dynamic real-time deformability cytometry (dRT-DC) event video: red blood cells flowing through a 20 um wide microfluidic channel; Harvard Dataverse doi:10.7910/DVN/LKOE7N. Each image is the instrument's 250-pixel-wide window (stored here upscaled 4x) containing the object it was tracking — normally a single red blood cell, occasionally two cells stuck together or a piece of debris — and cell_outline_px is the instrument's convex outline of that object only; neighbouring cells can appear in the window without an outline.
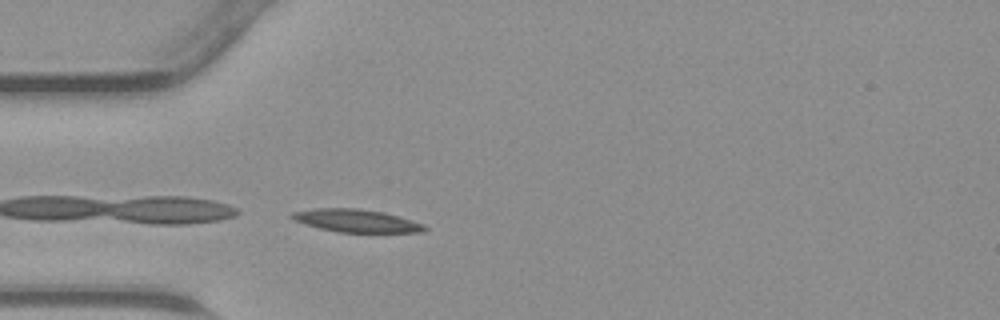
{"species": "common noctule bat (a hibernating species)", "species_latin": "Nyctalus noctula", "temperature_condition": "warm", "stored_images_in_passage": 11, "camera_frame_rate_fps": 3000, "um_per_image_px": 0.085, "animal": {"sex": "male", "body_mass_g": 23.1, "forearm_length_mm": 52.7}, "frame": {"image": 1, "passage_image": 11, "time_ms": 3.333, "image_size_px": [1000, 320], "cell_outline_px": [[428, 228], [424, 232], [340, 232], [320, 228], [304, 224], [288, 216], [292, 212], [316, 208], [360, 208], [384, 212], [400, 216], [424, 224]], "centroid_in_image_um": [30.31, 18.75], "position_along_channel_um": 54.7, "area_um2": 17.69}}